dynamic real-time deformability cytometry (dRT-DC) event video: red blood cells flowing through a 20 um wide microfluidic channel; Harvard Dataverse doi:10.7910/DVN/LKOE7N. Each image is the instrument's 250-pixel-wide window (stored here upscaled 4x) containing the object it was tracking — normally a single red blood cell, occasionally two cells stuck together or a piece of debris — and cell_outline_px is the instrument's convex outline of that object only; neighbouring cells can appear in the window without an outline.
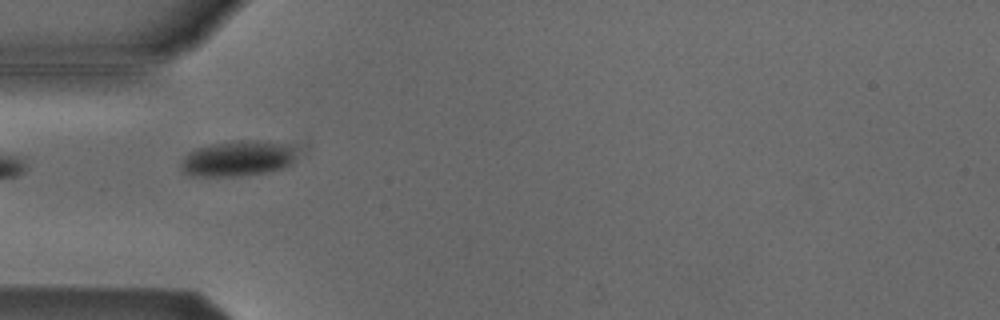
{"species": "Egyptian fruit bat (a non-hibernating species)", "species_latin": "Rousettus aegyptiacus", "temperature_condition": "cold", "stored_images_in_passage": 23, "camera_frame_rate_fps": 3000, "um_per_image_px": 0.085, "animal": {"sex": "male"}, "frame": {"image": 1, "passage_image": 1, "time_ms": 0.0, "image_size_px": [1000, 320], "cell_outline_px": [[292, 160], [288, 164], [280, 168], [268, 172], [240, 176], [188, 176], [180, 168], [180, 164], [184, 156], [188, 152], [196, 148], [212, 144], [240, 140], [256, 140], [280, 144], [288, 148]], "centroid_in_image_um": [20.02, 13.5], "position_along_channel_um": 65.0, "area_um2": 23.24}}
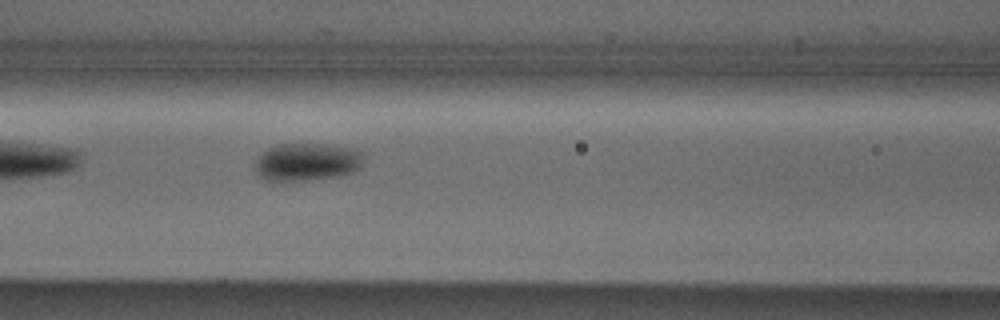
{"frame": {"image": 2, "passage_image": 7, "time_ms": 2.0, "image_size_px": [1000, 320], "cell_outline_px": [[364, 156], [360, 168], [352, 172], [340, 176], [304, 180], [268, 180], [260, 176], [256, 172], [256, 160], [268, 148], [280, 144], [324, 144], [348, 148], [364, 152]], "centroid_in_image_um": [26.13, 13.76], "position_along_channel_um": 140.5, "area_um2": 23.58}}
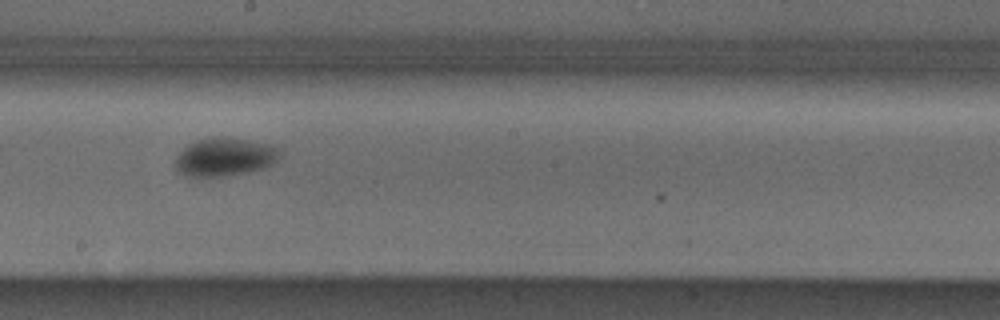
{"frame": {"image": 3, "passage_image": 14, "time_ms": 4.333, "image_size_px": [1000, 320], "cell_outline_px": [[280, 156], [272, 164], [264, 168], [248, 172], [228, 176], [200, 180], [184, 176], [176, 172], [176, 156], [188, 144], [196, 140], [212, 136], [248, 140], [268, 144], [280, 148]], "centroid_in_image_um": [19.04, 13.39], "position_along_channel_um": 229.2, "area_um2": 24.04}}